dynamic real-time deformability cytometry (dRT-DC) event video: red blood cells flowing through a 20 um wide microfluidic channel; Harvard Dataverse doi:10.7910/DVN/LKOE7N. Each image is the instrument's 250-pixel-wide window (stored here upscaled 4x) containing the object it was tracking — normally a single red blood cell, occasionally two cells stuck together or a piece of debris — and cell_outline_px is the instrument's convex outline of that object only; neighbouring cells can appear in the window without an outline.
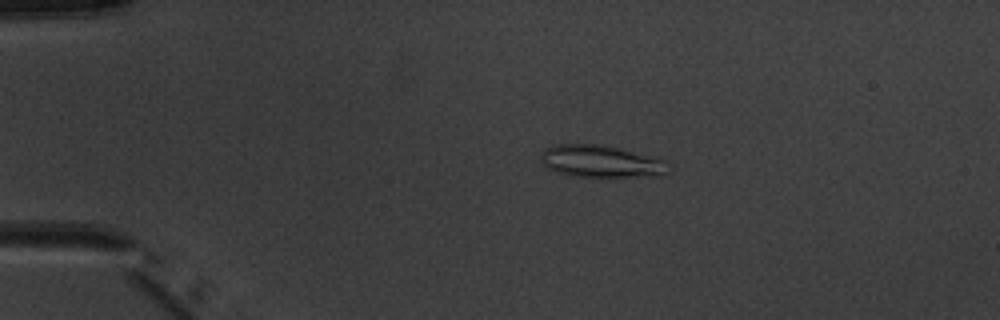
{"species": "common noctule bat (a hibernating species)", "species_latin": "Nyctalus noctula", "temperature_condition": "warm", "stored_images_in_passage": 6, "camera_frame_rate_fps": 3000, "um_per_image_px": 0.085, "animal": {"sex": "male", "body_mass_g": 20.1, "forearm_length_mm": 53.5}, "frame": {"image": 1, "passage_image": 2, "time_ms": 1.333, "image_size_px": [1000, 320], "cell_outline_px": [[668, 172], [656, 176], [568, 176], [556, 172], [548, 168], [544, 164], [540, 156], [540, 152], [544, 148], [556, 144], [600, 144], [668, 160]], "centroid_in_image_um": [51.05, 13.71], "position_along_channel_um": 33.9, "area_um2": 23.87}}
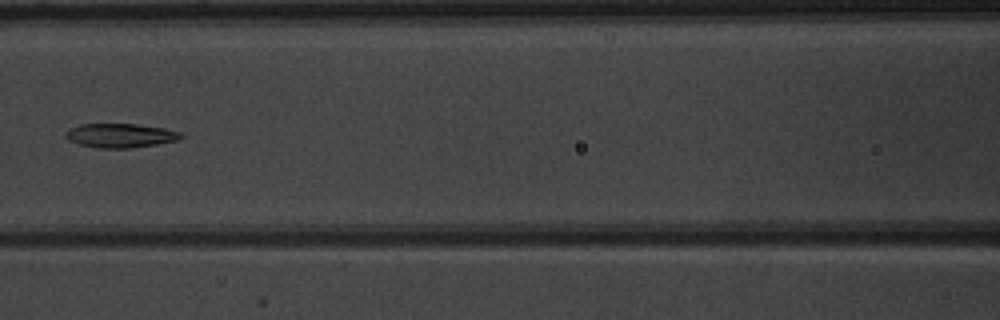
{"frame": {"image": 2, "passage_image": 5, "time_ms": 5.667, "image_size_px": [1000, 320], "cell_outline_px": [[184, 136], [176, 140], [156, 144], [128, 148], [96, 148], [76, 144], [68, 140], [64, 136], [72, 128], [80, 124], [136, 124], [164, 128], [180, 132]], "centroid_in_image_um": [10.2, 11.52], "position_along_channel_um": 156.4, "area_um2": 16.07}}
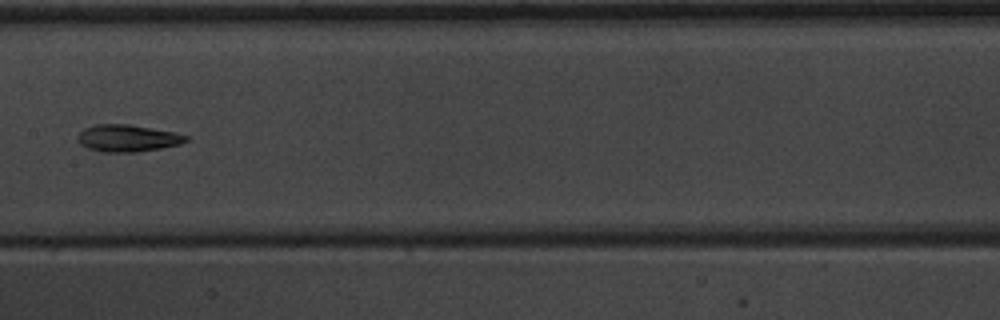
{"frame": {"image": 3, "passage_image": 6, "time_ms": 6.667, "image_size_px": [1000, 320], "cell_outline_px": [[188, 140], [180, 144], [160, 148], [136, 152], [104, 152], [88, 148], [80, 144], [76, 140], [76, 136], [84, 128], [96, 124], [128, 124], [176, 132], [188, 136]], "centroid_in_image_um": [10.82, 11.74], "position_along_channel_um": 196.6, "area_um2": 17.11}}